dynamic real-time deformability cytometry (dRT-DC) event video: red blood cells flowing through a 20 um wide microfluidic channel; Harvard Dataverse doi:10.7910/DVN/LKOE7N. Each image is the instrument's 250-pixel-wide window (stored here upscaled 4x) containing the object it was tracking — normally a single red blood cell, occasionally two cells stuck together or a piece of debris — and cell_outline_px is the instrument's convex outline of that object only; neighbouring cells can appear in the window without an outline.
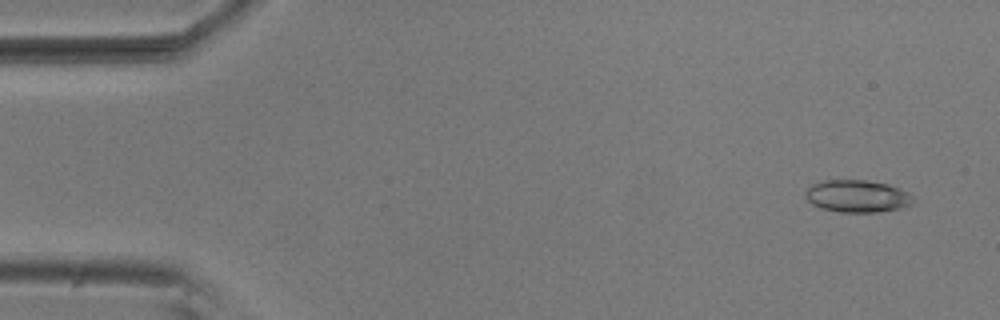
{"species": "common noctule bat (a hibernating species)", "species_latin": "Nyctalus noctula", "temperature_condition": "room temperature", "stored_images_in_passage": 16, "camera_frame_rate_fps": 3000, "um_per_image_px": 0.085, "animal": {"sex": "male", "body_mass_g": 20.5, "forearm_length_mm": 52.5}, "frame": {"image": 1, "passage_image": 3, "time_ms": 0.667, "image_size_px": [1000, 320], "cell_outline_px": [[912, 204], [900, 208], [876, 212], [840, 212], [820, 208], [812, 204], [808, 200], [804, 192], [812, 184], [820, 180], [864, 180], [888, 184], [900, 188], [908, 192], [912, 196]], "centroid_in_image_um": [72.84, 16.67], "position_along_channel_um": 12.2, "area_um2": 20.29}}
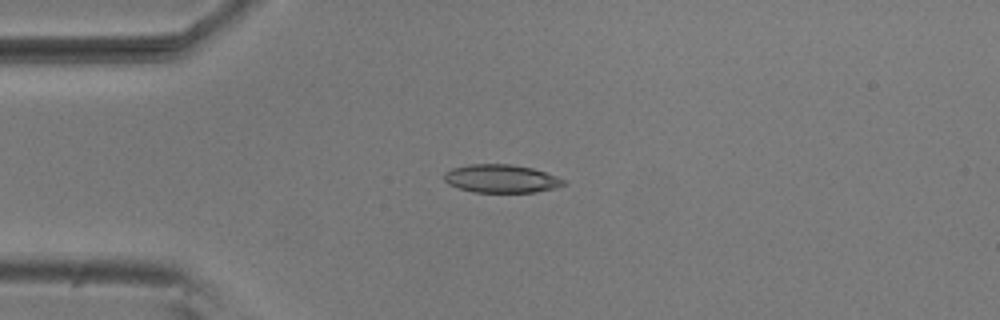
{"frame": {"image": 2, "passage_image": 13, "time_ms": 4.0, "image_size_px": [1000, 320], "cell_outline_px": [[568, 184], [536, 192], [472, 192], [448, 184], [444, 180], [444, 172], [452, 168], [468, 164], [512, 164], [532, 168], [556, 176], [564, 180]], "centroid_in_image_um": [42.58, 15.18], "position_along_channel_um": 42.4, "area_um2": 19.59}}